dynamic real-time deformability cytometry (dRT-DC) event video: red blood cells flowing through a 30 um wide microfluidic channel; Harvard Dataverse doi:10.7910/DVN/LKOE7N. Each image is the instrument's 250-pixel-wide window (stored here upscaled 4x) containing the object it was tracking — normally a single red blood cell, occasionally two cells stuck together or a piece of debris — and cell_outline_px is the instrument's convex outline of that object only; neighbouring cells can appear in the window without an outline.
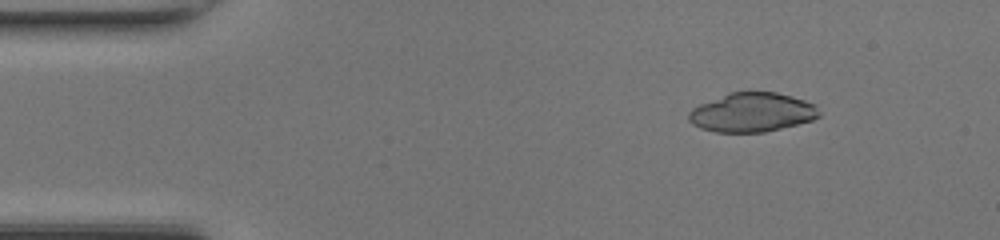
{"species": "common noctule bat (a hibernating species)", "species_latin": "Nyctalus noctula", "temperature_condition": "room temperature", "stored_images_in_passage": 47, "camera_frame_rate_fps": 3000, "um_per_image_px": 0.085, "animal": {"sex": "female", "body_mass_g": 17.0, "forearm_length_mm": 48.0}, "frame": {"image": 1, "passage_image": 6, "time_ms": 1.667, "image_size_px": [1000, 240], "cell_outline_px": [[820, 116], [812, 120], [764, 132], [716, 132], [700, 128], [692, 124], [688, 120], [688, 112], [692, 108], [700, 104], [728, 92], [776, 92], [792, 96], [816, 104], [820, 112]], "centroid_in_image_um": [63.91, 9.55], "position_along_channel_um": 21.1, "area_um2": 29.77}}